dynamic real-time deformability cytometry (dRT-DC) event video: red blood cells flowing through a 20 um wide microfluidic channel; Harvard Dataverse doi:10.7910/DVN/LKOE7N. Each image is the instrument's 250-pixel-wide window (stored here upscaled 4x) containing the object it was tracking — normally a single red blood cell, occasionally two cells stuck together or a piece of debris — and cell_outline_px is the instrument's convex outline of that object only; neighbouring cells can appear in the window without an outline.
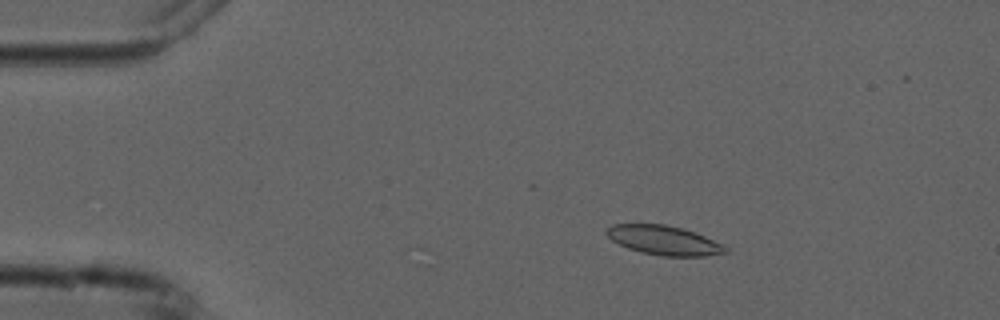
{"species": "common noctule bat (a hibernating species)", "species_latin": "Nyctalus noctula", "temperature_condition": "cold", "stored_images_in_passage": 4, "camera_frame_rate_fps": 3000, "um_per_image_px": 0.085, "animal": {"sex": "male", "forearm_length_mm": 52.5}, "frame": {"image": 1, "passage_image": 1, "time_ms": 0.0, "image_size_px": [1000, 320], "cell_outline_px": [[728, 252], [704, 256], [660, 256], [640, 252], [628, 248], [612, 240], [604, 232], [612, 224], [664, 224], [696, 232], [728, 248]], "centroid_in_image_um": [56.41, 20.43], "position_along_channel_um": 28.6, "area_um2": 20.11}}
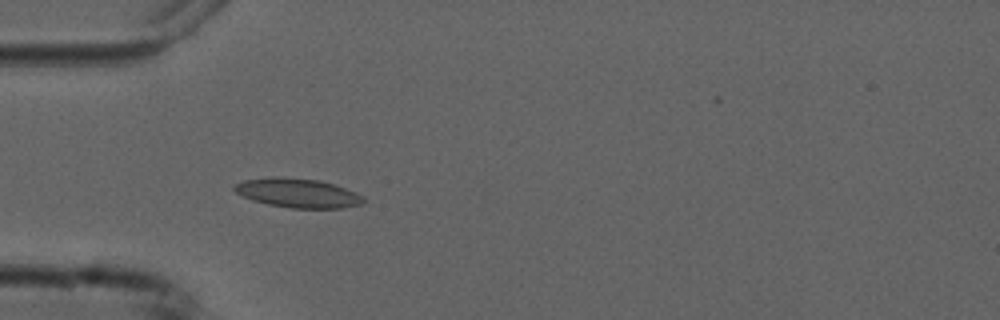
{"frame": {"image": 2, "passage_image": 3, "time_ms": 2.333, "image_size_px": [1000, 320], "cell_outline_px": [[368, 200], [360, 204], [344, 208], [292, 208], [268, 204], [252, 200], [236, 192], [232, 188], [236, 184], [244, 180], [276, 176], [280, 176], [320, 180], [356, 192], [364, 196]], "centroid_in_image_um": [25.34, 16.4], "position_along_channel_um": 59.7, "area_um2": 21.96}}
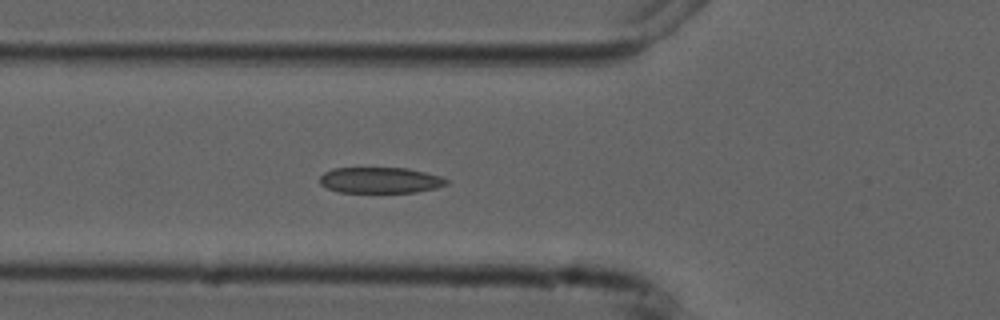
{"frame": {"image": 3, "passage_image": 4, "time_ms": 3.333, "image_size_px": [1000, 320], "cell_outline_px": [[448, 184], [436, 188], [416, 192], [340, 192], [328, 188], [320, 184], [320, 176], [324, 172], [332, 168], [408, 168], [440, 176], [448, 180]], "centroid_in_image_um": [32.31, 15.31], "position_along_channel_um": 93.5, "area_um2": 19.07}}